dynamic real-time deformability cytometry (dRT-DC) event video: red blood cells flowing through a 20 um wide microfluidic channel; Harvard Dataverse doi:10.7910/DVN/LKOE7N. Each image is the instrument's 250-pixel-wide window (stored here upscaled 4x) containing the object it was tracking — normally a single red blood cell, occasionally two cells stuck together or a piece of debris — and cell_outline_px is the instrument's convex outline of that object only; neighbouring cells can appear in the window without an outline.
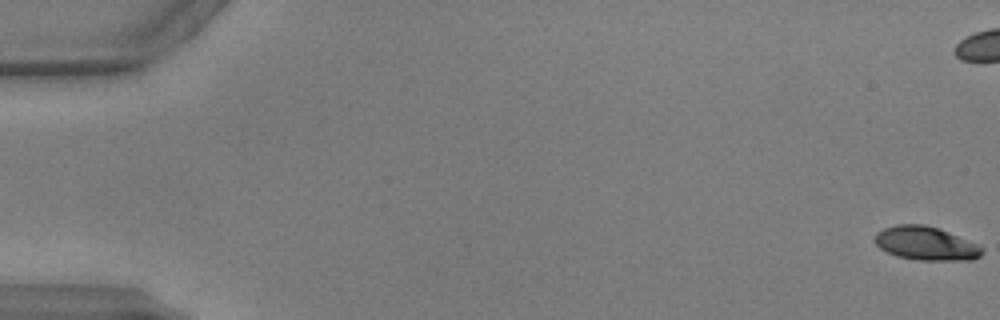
{"species": "common noctule bat (a hibernating species)", "species_latin": "Nyctalus noctula", "temperature_condition": "warm", "stored_images_in_passage": 54, "camera_frame_rate_fps": 3000, "um_per_image_px": 0.085, "animal": {"sex": "male", "body_mass_g": 17.9, "forearm_length_mm": 54.2}, "frame": {"image": 1, "passage_image": 1, "time_ms": 0.0, "image_size_px": [1000, 320], "cell_outline_px": [[984, 252], [980, 256], [972, 260], [916, 260], [896, 256], [880, 248], [872, 240], [876, 232], [884, 228], [896, 224], [924, 224], [940, 228], [980, 244], [984, 248]], "centroid_in_image_um": [78.72, 20.68], "position_along_channel_um": 6.3, "area_um2": 21.5}}
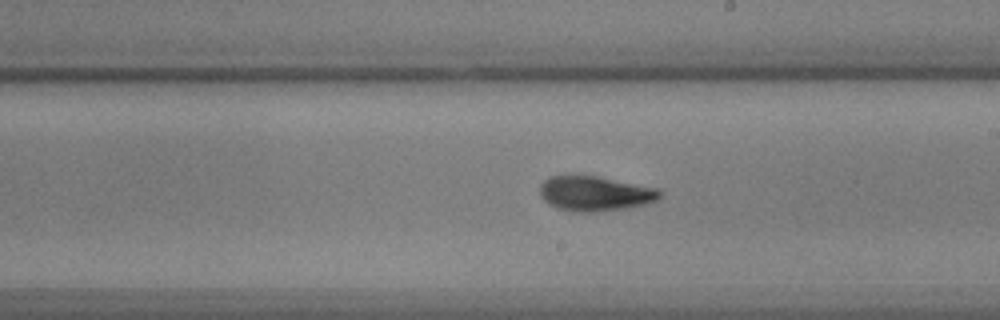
{"frame": {"image": 2, "passage_image": 31, "time_ms": 10.0, "image_size_px": [1000, 320], "cell_outline_px": [[660, 196], [656, 200], [644, 204], [624, 208], [596, 212], [580, 212], [556, 208], [548, 204], [540, 196], [540, 184], [544, 180], [552, 176], [596, 176], [660, 188]], "centroid_in_image_um": [50.56, 16.45], "position_along_channel_um": 238.4, "area_um2": 24.22}}
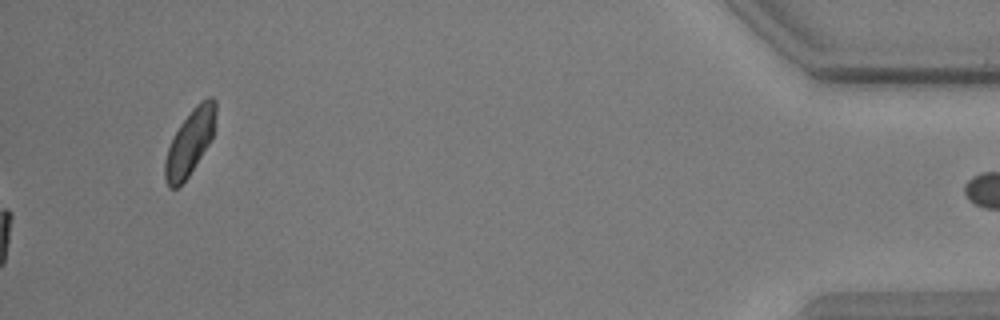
{"frame": {"image": 3, "passage_image": 54, "time_ms": 17.667, "image_size_px": [1000, 320], "cell_outline_px": [[216, 112], [212, 136], [208, 144], [188, 176], [176, 188], [168, 188], [164, 180], [164, 160], [168, 148], [180, 124], [192, 108], [200, 100], [208, 96], [212, 96], [216, 100]], "centroid_in_image_um": [16.12, 12.07], "position_along_channel_um": 419.1, "area_um2": 19.13}, "authors_computed_cell_mechanics": {"area_um2": 22.8888, "velocity_mm_per_s": 3.9137, "shape_relaxation_time_tau1_ms": 4.5646, "shape_relaxation_time_tau2_ms": 1.5649, "deformation_change_tau1": 0.1666, "deformation_change_tau2": 0.0719}}